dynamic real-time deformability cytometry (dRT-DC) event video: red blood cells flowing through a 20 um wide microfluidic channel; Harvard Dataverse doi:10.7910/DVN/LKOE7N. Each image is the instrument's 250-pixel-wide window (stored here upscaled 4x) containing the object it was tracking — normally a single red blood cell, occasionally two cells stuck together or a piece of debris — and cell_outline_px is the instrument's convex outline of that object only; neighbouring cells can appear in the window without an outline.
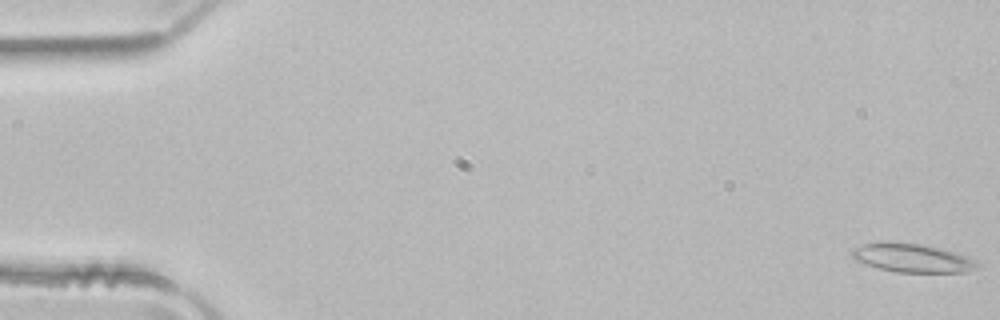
{"species": "common noctule bat (a hibernating species)", "species_latin": "Nyctalus noctula", "temperature_condition": "room temperature", "stored_images_in_passage": 3, "camera_frame_rate_fps": 3000, "um_per_image_px": 0.085, "animal": {"sex": "male", "body_mass_g": 21.5, "forearm_length_mm": 52.0}, "frame": {"image": 1, "passage_image": 1, "time_ms": 0.0, "image_size_px": [1000, 320], "cell_outline_px": [[980, 264], [976, 268], [964, 272], [896, 272], [880, 268], [856, 260], [852, 256], [852, 248], [864, 244], [884, 240], [892, 240], [920, 244], [956, 252], [968, 256], [976, 260]], "centroid_in_image_um": [77.54, 21.9], "position_along_channel_um": 7.5, "area_um2": 21.04}}
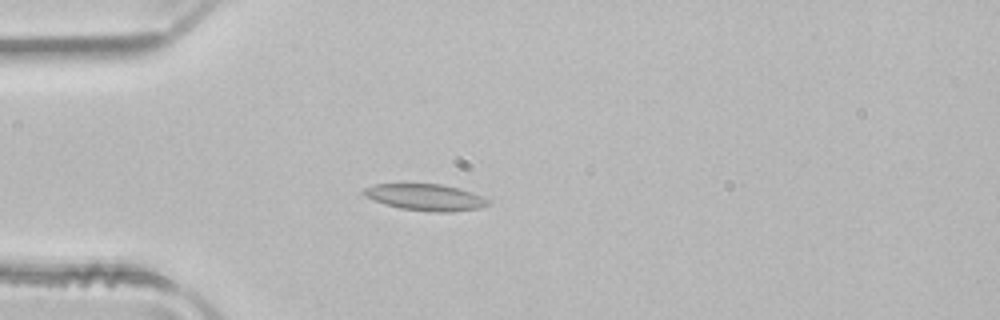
{"frame": {"image": 2, "passage_image": 3, "time_ms": 0.667, "image_size_px": [1000, 320], "cell_outline_px": [[492, 204], [480, 208], [452, 212], [432, 212], [400, 208], [384, 204], [372, 200], [364, 196], [360, 192], [364, 188], [376, 184], [404, 180], [440, 184], [460, 188], [472, 192], [488, 200]], "centroid_in_image_um": [36.08, 16.71], "position_along_channel_um": 48.9, "area_um2": 20.29}}